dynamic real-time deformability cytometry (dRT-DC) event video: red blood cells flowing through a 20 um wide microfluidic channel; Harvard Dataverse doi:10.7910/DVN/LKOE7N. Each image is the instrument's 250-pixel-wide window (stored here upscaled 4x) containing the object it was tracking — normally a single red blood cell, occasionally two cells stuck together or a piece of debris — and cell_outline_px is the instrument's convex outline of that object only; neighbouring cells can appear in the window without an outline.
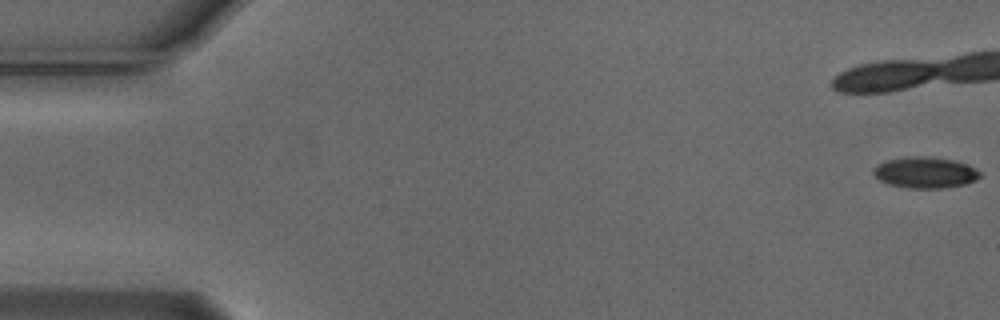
{"species": "Egyptian fruit bat (a non-hibernating species)", "species_latin": "Rousettus aegyptiacus", "temperature_condition": "cold", "stored_images_in_passage": 43, "camera_frame_rate_fps": 3000, "um_per_image_px": 0.085, "animal": {"sex": "male"}, "frame": {"image": 1, "passage_image": 1, "time_ms": 0.0, "image_size_px": [1000, 320], "cell_outline_px": [[980, 176], [976, 180], [964, 184], [940, 188], [908, 188], [888, 184], [880, 180], [872, 172], [880, 164], [888, 160], [908, 156], [924, 156], [956, 160], [968, 164], [976, 168], [980, 172]], "centroid_in_image_um": [78.68, 14.66], "position_along_channel_um": 6.3, "area_um2": 19.19}}